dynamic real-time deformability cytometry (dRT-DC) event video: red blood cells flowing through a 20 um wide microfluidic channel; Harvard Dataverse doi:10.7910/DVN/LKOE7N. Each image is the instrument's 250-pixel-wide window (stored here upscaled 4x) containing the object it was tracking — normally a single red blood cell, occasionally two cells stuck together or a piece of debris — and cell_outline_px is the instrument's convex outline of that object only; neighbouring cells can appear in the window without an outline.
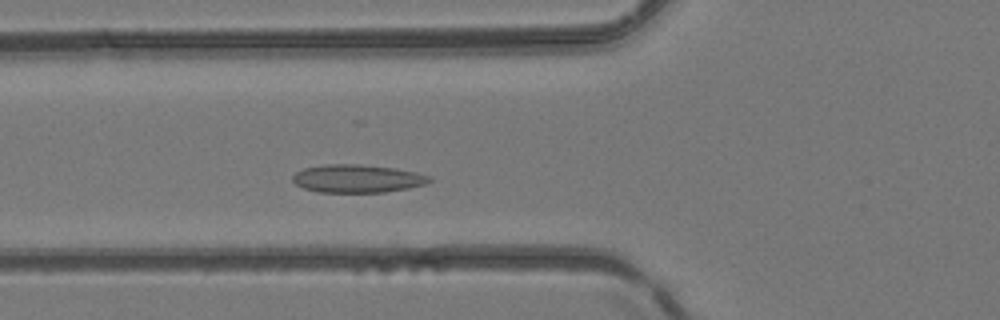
{"species": "common noctule bat (a hibernating species)", "species_latin": "Nyctalus noctula", "temperature_condition": "room temperature", "stored_images_in_passage": 41, "camera_frame_rate_fps": 3000, "um_per_image_px": 0.085, "animal": {"sex": "female", "body_mass_g": 24.6, "forearm_length_mm": 56.2}, "frame": {"image": 1, "passage_image": 11, "time_ms": 3.333, "image_size_px": [1000, 320], "cell_outline_px": [[432, 180], [424, 184], [408, 188], [384, 192], [320, 192], [304, 188], [296, 184], [292, 180], [292, 176], [296, 172], [304, 168], [328, 164], [360, 164], [392, 168], [416, 172], [432, 176]], "centroid_in_image_um": [30.37, 15.18], "position_along_channel_um": 95.4, "area_um2": 22.2}}
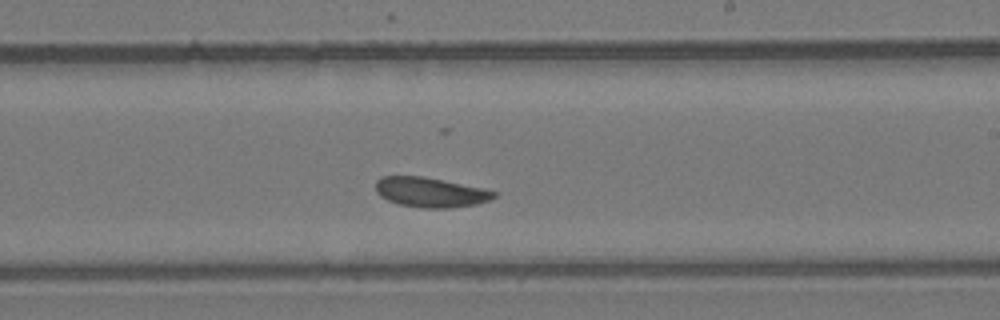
{"frame": {"image": 2, "passage_image": 22, "time_ms": 7.0, "image_size_px": [1000, 320], "cell_outline_px": [[496, 196], [488, 200], [476, 204], [448, 208], [424, 208], [400, 204], [388, 200], [380, 196], [376, 192], [376, 180], [380, 176], [420, 176], [484, 188], [496, 192]], "centroid_in_image_um": [36.56, 16.34], "position_along_channel_um": 252.4, "area_um2": 20.35}}
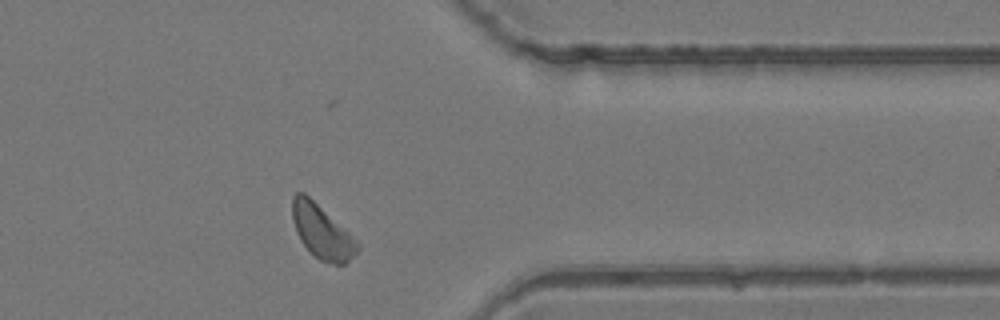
{"frame": {"image": 3, "passage_image": 32, "time_ms": 10.333, "image_size_px": [1000, 320], "cell_outline_px": [[360, 248], [344, 264], [332, 264], [320, 260], [308, 252], [300, 240], [296, 232], [292, 220], [292, 196], [296, 192], [304, 192], [348, 232], [360, 244]], "centroid_in_image_um": [27.32, 19.7], "position_along_channel_um": 384.1, "area_um2": 20.23}}